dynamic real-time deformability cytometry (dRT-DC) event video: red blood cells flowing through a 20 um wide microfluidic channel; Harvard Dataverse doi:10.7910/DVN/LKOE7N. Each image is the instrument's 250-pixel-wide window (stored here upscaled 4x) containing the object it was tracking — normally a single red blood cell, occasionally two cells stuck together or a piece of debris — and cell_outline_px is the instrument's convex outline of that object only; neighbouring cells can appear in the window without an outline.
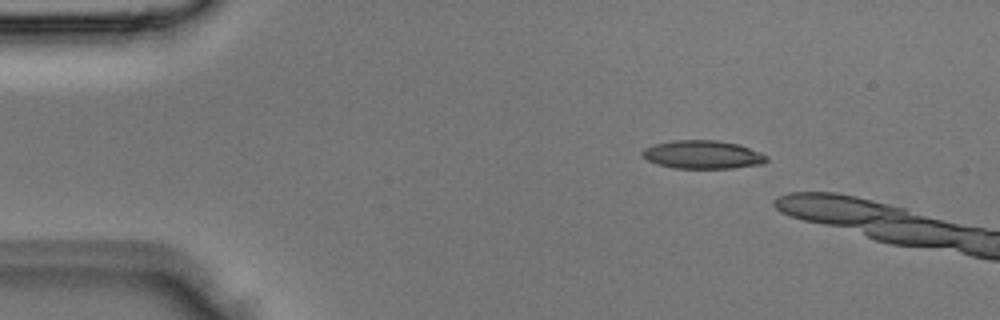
{"species": "Egyptian fruit bat (a non-hibernating species)", "species_latin": "Rousettus aegyptiacus", "temperature_condition": "room temperature", "stored_images_in_passage": 4, "camera_frame_rate_fps": 3000, "um_per_image_px": 0.085, "animal": {"sex": "male"}, "frame": {"image": 1, "passage_image": 4, "time_ms": 1.0, "image_size_px": [1000, 320], "cell_outline_px": [[768, 160], [764, 164], [732, 168], [676, 168], [656, 164], [640, 156], [640, 152], [644, 148], [652, 144], [672, 140], [720, 140], [740, 144], [760, 152], [768, 156]], "centroid_in_image_um": [59.72, 13.13], "position_along_channel_um": 25.3, "area_um2": 20.87}}